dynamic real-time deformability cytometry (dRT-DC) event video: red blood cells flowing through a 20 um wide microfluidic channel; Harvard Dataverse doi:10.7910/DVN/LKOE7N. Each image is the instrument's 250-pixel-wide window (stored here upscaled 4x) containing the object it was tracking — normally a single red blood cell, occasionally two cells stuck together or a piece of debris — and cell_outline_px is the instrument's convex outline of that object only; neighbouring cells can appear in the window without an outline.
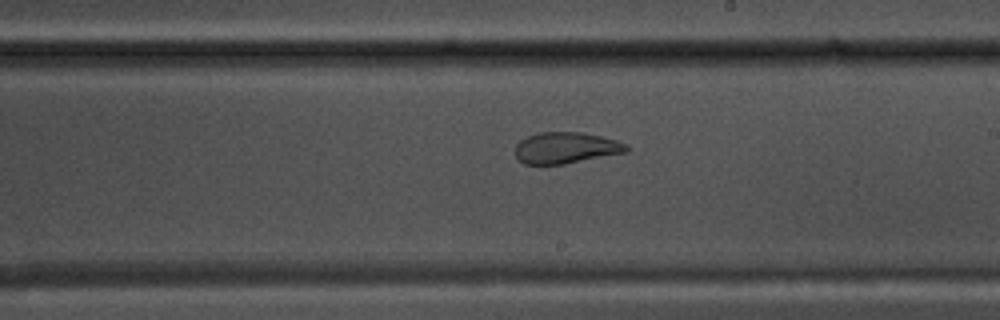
{"species": "common noctule bat (a hibernating species)", "species_latin": "Nyctalus noctula", "temperature_condition": "warm", "stored_images_in_passage": 27, "camera_frame_rate_fps": 3000, "um_per_image_px": 0.085, "animal": {"sex": "male", "body_mass_g": 17.5, "forearm_length_mm": 52.3}, "frame": {"image": 1, "passage_image": 15, "time_ms": 4.667, "image_size_px": [1000, 320], "cell_outline_px": [[632, 148], [628, 152], [564, 164], [524, 164], [516, 160], [516, 144], [520, 140], [528, 136], [540, 132], [580, 132], [600, 136], [616, 140], [628, 144]], "centroid_in_image_um": [48.12, 12.57], "position_along_channel_um": 240.9, "area_um2": 20.46}}
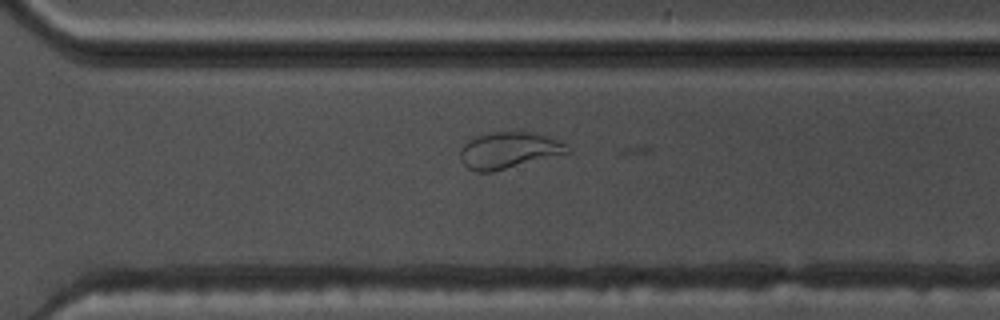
{"frame": {"image": 2, "passage_image": 22, "time_ms": 7.0, "image_size_px": [1000, 320], "cell_outline_px": [[572, 152], [492, 172], [476, 172], [468, 168], [460, 160], [460, 148], [472, 136], [496, 132], [532, 132], [556, 140], [564, 144]], "centroid_in_image_um": [43.19, 12.78], "position_along_channel_um": 327.4, "area_um2": 22.6}}
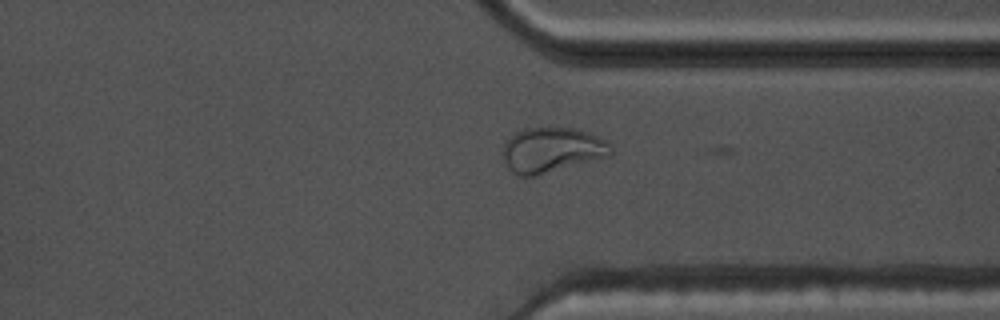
{"frame": {"image": 3, "passage_image": 25, "time_ms": 8.0, "image_size_px": [1000, 320], "cell_outline_px": [[612, 156], [536, 176], [520, 176], [512, 172], [508, 168], [504, 160], [504, 144], [516, 132], [524, 128], [572, 128], [588, 132], [604, 140], [612, 148]], "centroid_in_image_um": [46.93, 12.77], "position_along_channel_um": 364.5, "area_um2": 28.26}}